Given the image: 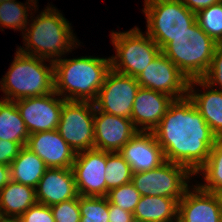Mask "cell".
Listing matches in <instances>:
<instances>
[{
  "label": "cell",
  "mask_w": 222,
  "mask_h": 222,
  "mask_svg": "<svg viewBox=\"0 0 222 222\" xmlns=\"http://www.w3.org/2000/svg\"><path fill=\"white\" fill-rule=\"evenodd\" d=\"M22 222H55L50 206L36 203L20 216Z\"/></svg>",
  "instance_id": "d6a6232c"
},
{
  "label": "cell",
  "mask_w": 222,
  "mask_h": 222,
  "mask_svg": "<svg viewBox=\"0 0 222 222\" xmlns=\"http://www.w3.org/2000/svg\"><path fill=\"white\" fill-rule=\"evenodd\" d=\"M94 114V102L63 103L57 131L76 153L94 149Z\"/></svg>",
  "instance_id": "9c48e42d"
},
{
  "label": "cell",
  "mask_w": 222,
  "mask_h": 222,
  "mask_svg": "<svg viewBox=\"0 0 222 222\" xmlns=\"http://www.w3.org/2000/svg\"><path fill=\"white\" fill-rule=\"evenodd\" d=\"M5 77L0 81L3 99L16 101L44 96L54 92V62L44 65L45 59L27 55L19 50Z\"/></svg>",
  "instance_id": "277c9868"
},
{
  "label": "cell",
  "mask_w": 222,
  "mask_h": 222,
  "mask_svg": "<svg viewBox=\"0 0 222 222\" xmlns=\"http://www.w3.org/2000/svg\"><path fill=\"white\" fill-rule=\"evenodd\" d=\"M136 79L140 87L165 93L174 100L187 97L189 80L162 52Z\"/></svg>",
  "instance_id": "8fae6325"
},
{
  "label": "cell",
  "mask_w": 222,
  "mask_h": 222,
  "mask_svg": "<svg viewBox=\"0 0 222 222\" xmlns=\"http://www.w3.org/2000/svg\"><path fill=\"white\" fill-rule=\"evenodd\" d=\"M72 171L79 196H106V152L90 149L76 153Z\"/></svg>",
  "instance_id": "4fadbf2b"
},
{
  "label": "cell",
  "mask_w": 222,
  "mask_h": 222,
  "mask_svg": "<svg viewBox=\"0 0 222 222\" xmlns=\"http://www.w3.org/2000/svg\"><path fill=\"white\" fill-rule=\"evenodd\" d=\"M119 153L132 173L149 171L166 162L164 151L152 131H138Z\"/></svg>",
  "instance_id": "2e32d148"
},
{
  "label": "cell",
  "mask_w": 222,
  "mask_h": 222,
  "mask_svg": "<svg viewBox=\"0 0 222 222\" xmlns=\"http://www.w3.org/2000/svg\"><path fill=\"white\" fill-rule=\"evenodd\" d=\"M111 39L117 53L110 58L111 69L134 78L161 52L150 36L147 33L144 36L138 27L127 32L112 31Z\"/></svg>",
  "instance_id": "52a82bcc"
},
{
  "label": "cell",
  "mask_w": 222,
  "mask_h": 222,
  "mask_svg": "<svg viewBox=\"0 0 222 222\" xmlns=\"http://www.w3.org/2000/svg\"><path fill=\"white\" fill-rule=\"evenodd\" d=\"M195 84L203 86L207 91L196 93ZM210 88V89H209ZM188 98L193 102L207 125L217 138H222V91L212 89L202 79H192L188 83Z\"/></svg>",
  "instance_id": "ffe728a7"
},
{
  "label": "cell",
  "mask_w": 222,
  "mask_h": 222,
  "mask_svg": "<svg viewBox=\"0 0 222 222\" xmlns=\"http://www.w3.org/2000/svg\"><path fill=\"white\" fill-rule=\"evenodd\" d=\"M200 28L217 44H222V0L196 13Z\"/></svg>",
  "instance_id": "4316f807"
},
{
  "label": "cell",
  "mask_w": 222,
  "mask_h": 222,
  "mask_svg": "<svg viewBox=\"0 0 222 222\" xmlns=\"http://www.w3.org/2000/svg\"><path fill=\"white\" fill-rule=\"evenodd\" d=\"M28 1L31 2V4L34 3V7L37 6V5H36V3H37L36 1H37V0H28Z\"/></svg>",
  "instance_id": "f35d334b"
},
{
  "label": "cell",
  "mask_w": 222,
  "mask_h": 222,
  "mask_svg": "<svg viewBox=\"0 0 222 222\" xmlns=\"http://www.w3.org/2000/svg\"><path fill=\"white\" fill-rule=\"evenodd\" d=\"M173 101L174 99L165 93L140 87L131 112V120L136 129L153 131Z\"/></svg>",
  "instance_id": "ac0fdd59"
},
{
  "label": "cell",
  "mask_w": 222,
  "mask_h": 222,
  "mask_svg": "<svg viewBox=\"0 0 222 222\" xmlns=\"http://www.w3.org/2000/svg\"><path fill=\"white\" fill-rule=\"evenodd\" d=\"M46 8L29 24L30 28L24 30L27 31L23 33L26 49L20 46L17 50L48 61L52 58L50 61L55 62L78 44L63 15L56 8Z\"/></svg>",
  "instance_id": "3957f363"
},
{
  "label": "cell",
  "mask_w": 222,
  "mask_h": 222,
  "mask_svg": "<svg viewBox=\"0 0 222 222\" xmlns=\"http://www.w3.org/2000/svg\"><path fill=\"white\" fill-rule=\"evenodd\" d=\"M54 91L69 101L94 102L111 70L110 58L79 57L54 62ZM68 94L66 95L65 93ZM66 95V96H65Z\"/></svg>",
  "instance_id": "7a4b0ae2"
},
{
  "label": "cell",
  "mask_w": 222,
  "mask_h": 222,
  "mask_svg": "<svg viewBox=\"0 0 222 222\" xmlns=\"http://www.w3.org/2000/svg\"><path fill=\"white\" fill-rule=\"evenodd\" d=\"M29 132L14 101L0 100V140L26 146Z\"/></svg>",
  "instance_id": "cb8c5ba5"
},
{
  "label": "cell",
  "mask_w": 222,
  "mask_h": 222,
  "mask_svg": "<svg viewBox=\"0 0 222 222\" xmlns=\"http://www.w3.org/2000/svg\"><path fill=\"white\" fill-rule=\"evenodd\" d=\"M26 147L40 157L47 168H72L76 152L57 130L30 134Z\"/></svg>",
  "instance_id": "e0dca14e"
},
{
  "label": "cell",
  "mask_w": 222,
  "mask_h": 222,
  "mask_svg": "<svg viewBox=\"0 0 222 222\" xmlns=\"http://www.w3.org/2000/svg\"><path fill=\"white\" fill-rule=\"evenodd\" d=\"M0 222H22L20 217H7L0 215Z\"/></svg>",
  "instance_id": "74e56055"
},
{
  "label": "cell",
  "mask_w": 222,
  "mask_h": 222,
  "mask_svg": "<svg viewBox=\"0 0 222 222\" xmlns=\"http://www.w3.org/2000/svg\"><path fill=\"white\" fill-rule=\"evenodd\" d=\"M106 197L111 204L133 213L141 195L132 182H129L109 190Z\"/></svg>",
  "instance_id": "f546056e"
},
{
  "label": "cell",
  "mask_w": 222,
  "mask_h": 222,
  "mask_svg": "<svg viewBox=\"0 0 222 222\" xmlns=\"http://www.w3.org/2000/svg\"><path fill=\"white\" fill-rule=\"evenodd\" d=\"M78 196L72 168H47L36 187L38 203L52 206Z\"/></svg>",
  "instance_id": "d6986e66"
},
{
  "label": "cell",
  "mask_w": 222,
  "mask_h": 222,
  "mask_svg": "<svg viewBox=\"0 0 222 222\" xmlns=\"http://www.w3.org/2000/svg\"><path fill=\"white\" fill-rule=\"evenodd\" d=\"M147 34L161 48L196 22V13L180 0H145Z\"/></svg>",
  "instance_id": "8992f818"
},
{
  "label": "cell",
  "mask_w": 222,
  "mask_h": 222,
  "mask_svg": "<svg viewBox=\"0 0 222 222\" xmlns=\"http://www.w3.org/2000/svg\"><path fill=\"white\" fill-rule=\"evenodd\" d=\"M191 175L185 166L166 161L158 168L133 173L131 182L141 196H163L179 202L189 187L186 180Z\"/></svg>",
  "instance_id": "ba28073f"
},
{
  "label": "cell",
  "mask_w": 222,
  "mask_h": 222,
  "mask_svg": "<svg viewBox=\"0 0 222 222\" xmlns=\"http://www.w3.org/2000/svg\"><path fill=\"white\" fill-rule=\"evenodd\" d=\"M132 170L119 152H106V196L109 190L132 180Z\"/></svg>",
  "instance_id": "484cf974"
},
{
  "label": "cell",
  "mask_w": 222,
  "mask_h": 222,
  "mask_svg": "<svg viewBox=\"0 0 222 222\" xmlns=\"http://www.w3.org/2000/svg\"><path fill=\"white\" fill-rule=\"evenodd\" d=\"M47 167L33 151L23 146L10 164L11 180L36 189Z\"/></svg>",
  "instance_id": "603a6c76"
},
{
  "label": "cell",
  "mask_w": 222,
  "mask_h": 222,
  "mask_svg": "<svg viewBox=\"0 0 222 222\" xmlns=\"http://www.w3.org/2000/svg\"><path fill=\"white\" fill-rule=\"evenodd\" d=\"M188 188L178 202L177 222H222V200L219 194L195 186Z\"/></svg>",
  "instance_id": "9a60e30c"
},
{
  "label": "cell",
  "mask_w": 222,
  "mask_h": 222,
  "mask_svg": "<svg viewBox=\"0 0 222 222\" xmlns=\"http://www.w3.org/2000/svg\"><path fill=\"white\" fill-rule=\"evenodd\" d=\"M80 222H109L107 197L79 196Z\"/></svg>",
  "instance_id": "83f0119b"
},
{
  "label": "cell",
  "mask_w": 222,
  "mask_h": 222,
  "mask_svg": "<svg viewBox=\"0 0 222 222\" xmlns=\"http://www.w3.org/2000/svg\"><path fill=\"white\" fill-rule=\"evenodd\" d=\"M22 146L19 143L0 140V164L8 165L18 156Z\"/></svg>",
  "instance_id": "836d02e7"
},
{
  "label": "cell",
  "mask_w": 222,
  "mask_h": 222,
  "mask_svg": "<svg viewBox=\"0 0 222 222\" xmlns=\"http://www.w3.org/2000/svg\"><path fill=\"white\" fill-rule=\"evenodd\" d=\"M138 132L133 121L98 111L94 114V149L119 152Z\"/></svg>",
  "instance_id": "5bb4252c"
},
{
  "label": "cell",
  "mask_w": 222,
  "mask_h": 222,
  "mask_svg": "<svg viewBox=\"0 0 222 222\" xmlns=\"http://www.w3.org/2000/svg\"><path fill=\"white\" fill-rule=\"evenodd\" d=\"M55 91L14 101L29 134L57 130L65 99ZM55 97V98H54Z\"/></svg>",
  "instance_id": "7c38bea8"
},
{
  "label": "cell",
  "mask_w": 222,
  "mask_h": 222,
  "mask_svg": "<svg viewBox=\"0 0 222 222\" xmlns=\"http://www.w3.org/2000/svg\"><path fill=\"white\" fill-rule=\"evenodd\" d=\"M55 222H80L79 195L71 200L50 206Z\"/></svg>",
  "instance_id": "4dcf8cb0"
},
{
  "label": "cell",
  "mask_w": 222,
  "mask_h": 222,
  "mask_svg": "<svg viewBox=\"0 0 222 222\" xmlns=\"http://www.w3.org/2000/svg\"><path fill=\"white\" fill-rule=\"evenodd\" d=\"M28 7L16 0L0 3V24L6 28L21 30L27 28Z\"/></svg>",
  "instance_id": "f1b7e54d"
},
{
  "label": "cell",
  "mask_w": 222,
  "mask_h": 222,
  "mask_svg": "<svg viewBox=\"0 0 222 222\" xmlns=\"http://www.w3.org/2000/svg\"><path fill=\"white\" fill-rule=\"evenodd\" d=\"M190 11L197 13L199 10L207 8L221 0H180Z\"/></svg>",
  "instance_id": "d590c367"
},
{
  "label": "cell",
  "mask_w": 222,
  "mask_h": 222,
  "mask_svg": "<svg viewBox=\"0 0 222 222\" xmlns=\"http://www.w3.org/2000/svg\"><path fill=\"white\" fill-rule=\"evenodd\" d=\"M152 132L166 161L185 166L193 175L218 139L188 96L174 100Z\"/></svg>",
  "instance_id": "6da1fadb"
},
{
  "label": "cell",
  "mask_w": 222,
  "mask_h": 222,
  "mask_svg": "<svg viewBox=\"0 0 222 222\" xmlns=\"http://www.w3.org/2000/svg\"><path fill=\"white\" fill-rule=\"evenodd\" d=\"M109 222H135L133 213L109 202Z\"/></svg>",
  "instance_id": "e575fe53"
},
{
  "label": "cell",
  "mask_w": 222,
  "mask_h": 222,
  "mask_svg": "<svg viewBox=\"0 0 222 222\" xmlns=\"http://www.w3.org/2000/svg\"><path fill=\"white\" fill-rule=\"evenodd\" d=\"M36 203V189L33 187L11 180L0 190L1 216L20 217Z\"/></svg>",
  "instance_id": "7402d4cb"
},
{
  "label": "cell",
  "mask_w": 222,
  "mask_h": 222,
  "mask_svg": "<svg viewBox=\"0 0 222 222\" xmlns=\"http://www.w3.org/2000/svg\"><path fill=\"white\" fill-rule=\"evenodd\" d=\"M203 171L206 183L198 186L207 192L219 194L222 192V138H218L211 148L205 164L196 174Z\"/></svg>",
  "instance_id": "d4e9b609"
},
{
  "label": "cell",
  "mask_w": 222,
  "mask_h": 222,
  "mask_svg": "<svg viewBox=\"0 0 222 222\" xmlns=\"http://www.w3.org/2000/svg\"><path fill=\"white\" fill-rule=\"evenodd\" d=\"M11 181L10 166L0 164V190Z\"/></svg>",
  "instance_id": "8d00e7d4"
},
{
  "label": "cell",
  "mask_w": 222,
  "mask_h": 222,
  "mask_svg": "<svg viewBox=\"0 0 222 222\" xmlns=\"http://www.w3.org/2000/svg\"><path fill=\"white\" fill-rule=\"evenodd\" d=\"M177 213L178 202L173 198L141 196L133 215L135 222H177Z\"/></svg>",
  "instance_id": "44dd1931"
},
{
  "label": "cell",
  "mask_w": 222,
  "mask_h": 222,
  "mask_svg": "<svg viewBox=\"0 0 222 222\" xmlns=\"http://www.w3.org/2000/svg\"><path fill=\"white\" fill-rule=\"evenodd\" d=\"M140 85L137 79L111 69L101 86L95 108L108 114L131 119V112Z\"/></svg>",
  "instance_id": "30bf717a"
},
{
  "label": "cell",
  "mask_w": 222,
  "mask_h": 222,
  "mask_svg": "<svg viewBox=\"0 0 222 222\" xmlns=\"http://www.w3.org/2000/svg\"><path fill=\"white\" fill-rule=\"evenodd\" d=\"M201 79L211 87L219 84L221 89L217 90L222 91V44L216 46L208 71Z\"/></svg>",
  "instance_id": "1f68e13d"
},
{
  "label": "cell",
  "mask_w": 222,
  "mask_h": 222,
  "mask_svg": "<svg viewBox=\"0 0 222 222\" xmlns=\"http://www.w3.org/2000/svg\"><path fill=\"white\" fill-rule=\"evenodd\" d=\"M217 45L196 21L189 30L173 37L161 52L188 80L201 79L208 71Z\"/></svg>",
  "instance_id": "5b68a950"
}]
</instances>
